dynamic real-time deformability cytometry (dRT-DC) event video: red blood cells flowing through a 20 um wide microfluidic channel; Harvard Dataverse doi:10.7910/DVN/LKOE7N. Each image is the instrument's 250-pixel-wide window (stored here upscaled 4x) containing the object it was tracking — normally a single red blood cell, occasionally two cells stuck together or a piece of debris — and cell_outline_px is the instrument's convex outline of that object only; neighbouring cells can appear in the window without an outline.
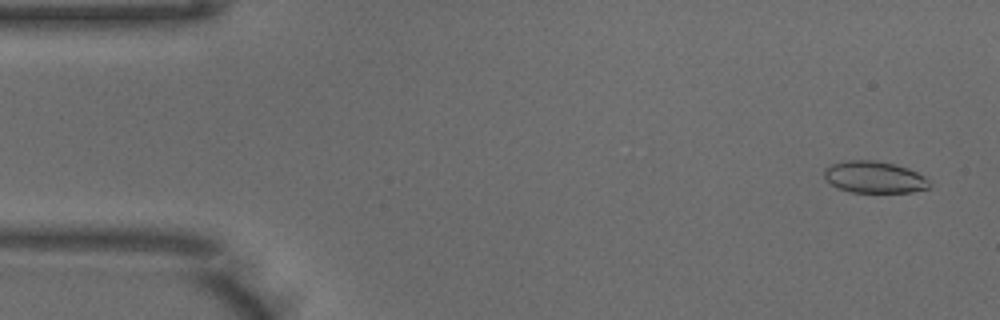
{"species": "common noctule bat (a hibernating species)", "species_latin": "Nyctalus noctula", "temperature_condition": "warm", "stored_images_in_passage": 50, "camera_frame_rate_fps": 3000, "um_per_image_px": 0.085, "animal": {"sex": "male", "body_mass_g": 18.8}, "frame": {"image": 1, "passage_image": 3, "time_ms": 0.667, "image_size_px": [1000, 320], "cell_outline_px": [[928, 188], [912, 192], [852, 192], [836, 188], [824, 176], [824, 168], [832, 164], [844, 160], [872, 160], [896, 164], [908, 168], [924, 176], [928, 180]], "centroid_in_image_um": [74.29, 15.05], "position_along_channel_um": 10.7, "area_um2": 19.42}}
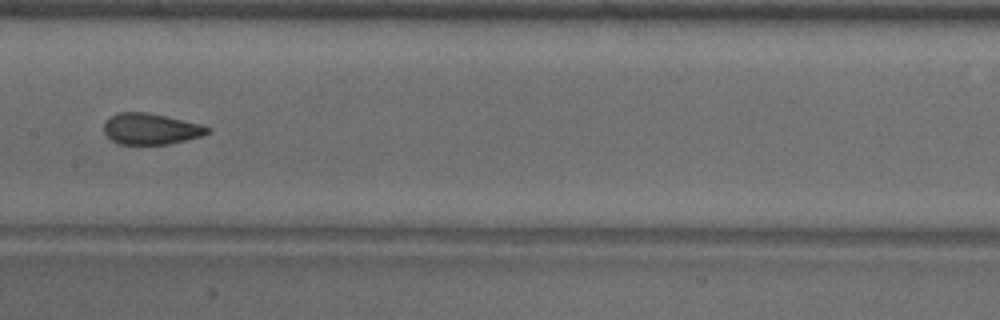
{"frame": {"image": 2, "passage_image": 25, "time_ms": 8.0, "image_size_px": [1000, 320], "cell_outline_px": [[212, 128], [204, 136], [168, 144], [116, 144], [104, 132], [104, 124], [112, 116], [120, 112], [144, 112], [204, 124]], "centroid_in_image_um": [12.87, 10.96], "position_along_channel_um": 194.5, "area_um2": 18.73}}
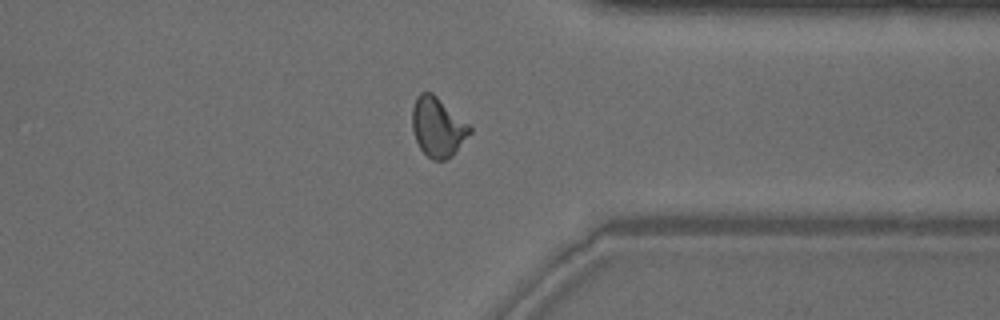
{"frame": {"image": 3, "passage_image": 39, "time_ms": 12.667, "image_size_px": [1000, 320], "cell_outline_px": [[472, 132], [452, 156], [444, 160], [432, 160], [420, 148], [416, 140], [412, 128], [412, 108], [416, 96], [420, 92], [432, 92], [468, 124], [472, 128]], "centroid_in_image_um": [37.2, 10.8], "position_along_channel_um": 374.2, "area_um2": 19.83}, "authors_computed_cell_mechanics": {"area_um2": 19.5075, "velocity_mm_per_s": 3.9792, "shape_relaxation_time_tau1_ms": 11.3445, "shape_relaxation_time_tau2_ms": 1.098, "deformation_change_tau1": 0.2326, "deformation_change_tau2": 0.067}}